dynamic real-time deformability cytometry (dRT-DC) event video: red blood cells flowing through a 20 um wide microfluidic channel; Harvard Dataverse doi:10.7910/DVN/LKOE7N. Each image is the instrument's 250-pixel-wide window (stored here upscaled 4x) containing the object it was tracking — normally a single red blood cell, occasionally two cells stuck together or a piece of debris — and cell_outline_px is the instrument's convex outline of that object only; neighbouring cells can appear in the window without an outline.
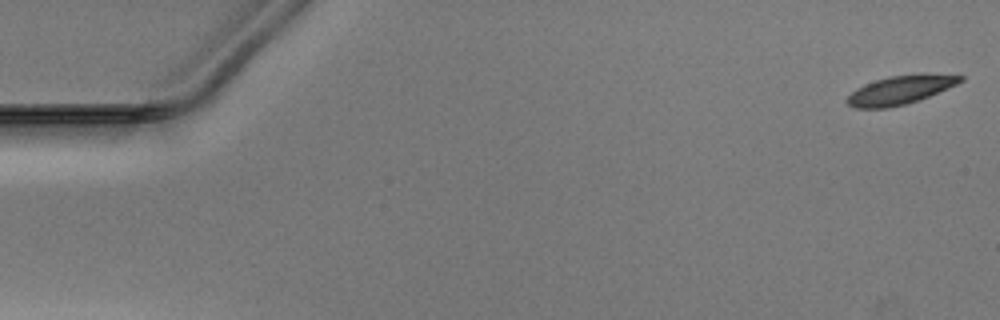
{"species": "Egyptian fruit bat (a non-hibernating species)", "species_latin": "Rousettus aegyptiacus", "temperature_condition": "warm", "stored_images_in_passage": 51, "camera_frame_rate_fps": 3000, "um_per_image_px": 0.085, "animal": {"sex": "male"}, "frame": {"image": 1, "passage_image": 1, "time_ms": 0.0, "image_size_px": [1000, 320], "cell_outline_px": [[964, 80], [956, 84], [920, 100], [888, 108], [856, 108], [848, 104], [844, 100], [856, 88], [864, 84], [888, 76], [920, 72], [924, 72], [964, 76]], "centroid_in_image_um": [76.53, 7.62], "position_along_channel_um": 8.5, "area_um2": 19.19}}
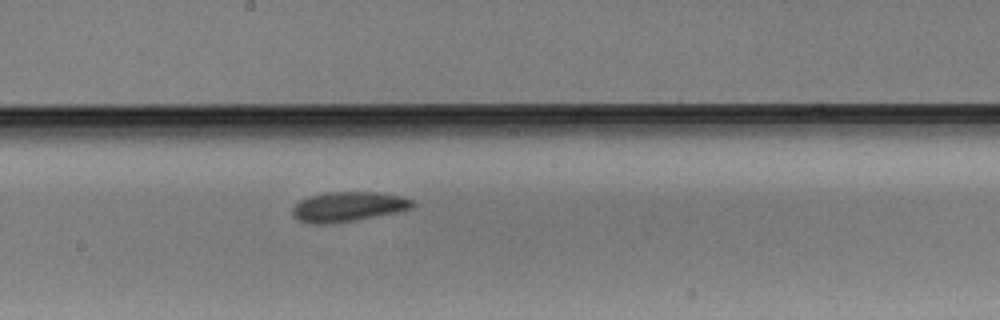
{"frame": {"image": 2, "passage_image": 28, "time_ms": 9.0, "image_size_px": [1000, 320], "cell_outline_px": [[412, 208], [396, 212], [356, 220], [332, 224], [308, 224], [296, 220], [292, 216], [292, 208], [300, 200], [308, 196], [328, 192], [376, 192], [400, 196], [412, 200]], "centroid_in_image_um": [29.5, 17.58], "position_along_channel_um": 218.7, "area_um2": 20.92}}
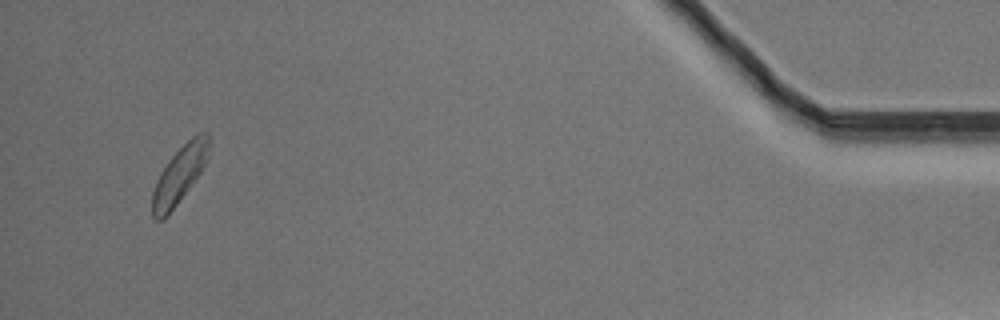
{"frame": {"image": 3, "passage_image": 49, "time_ms": 16.0, "image_size_px": [1000, 320], "cell_outline_px": [[208, 156], [200, 172], [164, 220], [156, 220], [152, 216], [152, 192], [156, 180], [160, 172], [168, 160], [192, 136], [200, 132], [208, 132]], "centroid_in_image_um": [15.21, 14.86], "position_along_channel_um": 420.0, "area_um2": 18.38}}